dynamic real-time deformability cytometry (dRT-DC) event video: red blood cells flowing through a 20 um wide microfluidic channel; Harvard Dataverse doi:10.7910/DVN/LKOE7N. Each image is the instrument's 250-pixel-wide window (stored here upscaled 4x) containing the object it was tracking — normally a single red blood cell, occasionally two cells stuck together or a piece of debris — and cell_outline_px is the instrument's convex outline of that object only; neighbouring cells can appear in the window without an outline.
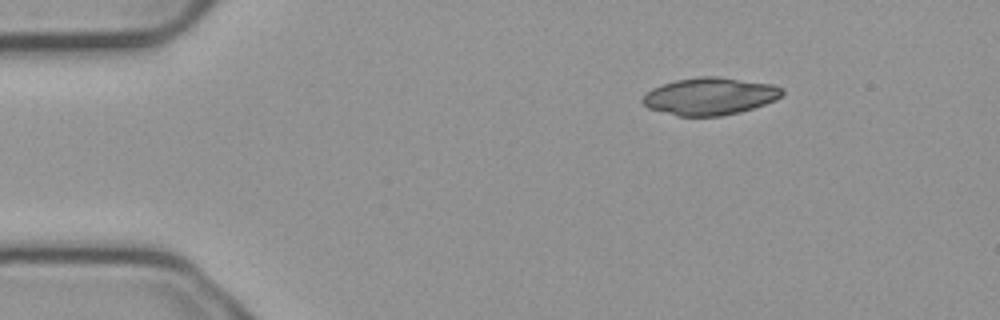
{"species": "common noctule bat (a hibernating species)", "species_latin": "Nyctalus noctula", "temperature_condition": "cold", "stored_images_in_passage": 2, "camera_frame_rate_fps": 3000, "um_per_image_px": 0.085, "animal": {"sex": "male", "body_mass_g": 23.1, "forearm_length_mm": 52.7}, "frame": {"image": 1, "passage_image": 1, "time_ms": 0.0, "image_size_px": [1000, 320], "cell_outline_px": [[784, 92], [776, 100], [740, 112], [720, 116], [676, 116], [648, 108], [640, 100], [652, 88], [676, 80], [696, 76], [716, 76], [772, 84], [784, 88]], "centroid_in_image_um": [60.34, 8.18], "position_along_channel_um": 24.7, "area_um2": 30.35}}